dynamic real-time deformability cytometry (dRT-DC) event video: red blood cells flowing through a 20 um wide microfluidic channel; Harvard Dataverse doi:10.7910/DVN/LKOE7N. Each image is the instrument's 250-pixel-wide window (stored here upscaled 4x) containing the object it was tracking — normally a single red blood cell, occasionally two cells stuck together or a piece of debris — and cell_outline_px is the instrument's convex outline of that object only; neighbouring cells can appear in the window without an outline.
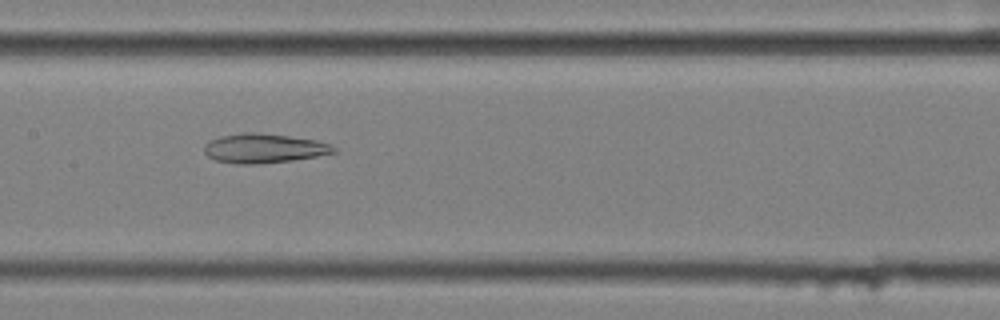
{"species": "common noctule bat (a hibernating species)", "species_latin": "Nyctalus noctula", "temperature_condition": "cold", "stored_images_in_passage": 58, "camera_frame_rate_fps": 3000, "um_per_image_px": 0.085, "animal": {"sex": "female", "body_mass_g": 25.1}, "frame": {"image": 1, "passage_image": 29, "time_ms": 9.333, "image_size_px": [1000, 320], "cell_outline_px": [[336, 152], [316, 156], [292, 160], [256, 164], [236, 164], [216, 160], [208, 156], [204, 152], [204, 144], [208, 140], [220, 136], [244, 132], [256, 132], [288, 136], [316, 140], [328, 144], [336, 148]], "centroid_in_image_um": [22.38, 12.6], "position_along_channel_um": 185.0, "area_um2": 22.08}}
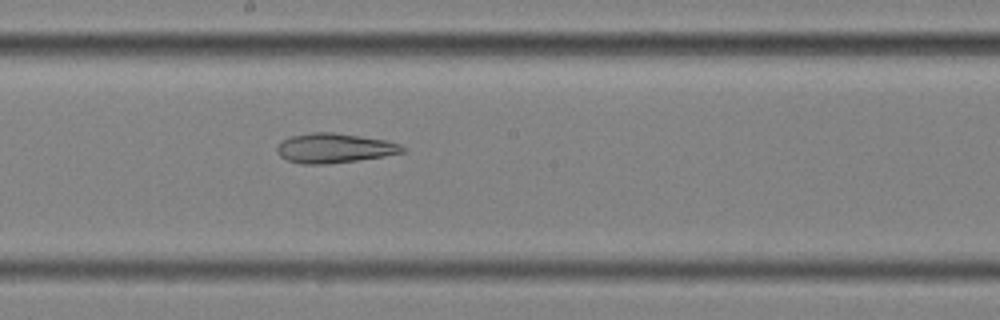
{"frame": {"image": 2, "passage_image": 32, "time_ms": 10.333, "image_size_px": [1000, 320], "cell_outline_px": [[408, 148], [404, 152], [384, 156], [328, 164], [300, 164], [288, 160], [280, 156], [276, 152], [276, 144], [280, 140], [288, 136], [312, 132], [332, 132], [388, 140], [400, 144]], "centroid_in_image_um": [28.38, 12.58], "position_along_channel_um": 219.8, "area_um2": 21.96}}
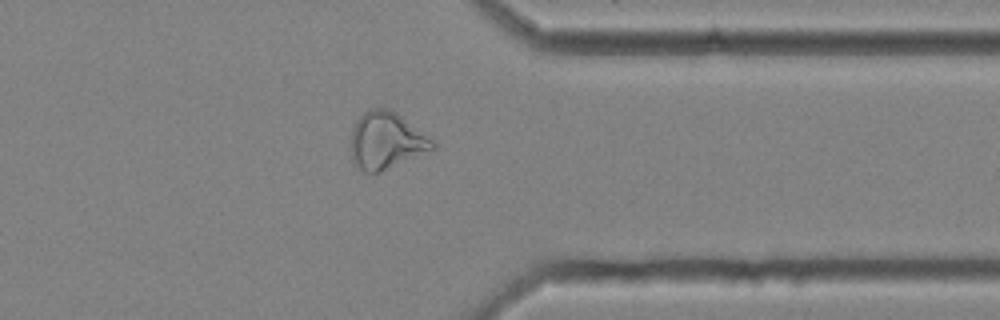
{"frame": {"image": 3, "passage_image": 46, "time_ms": 15.0, "image_size_px": [1000, 320], "cell_outline_px": [[436, 148], [380, 172], [364, 172], [352, 160], [352, 128], [356, 120], [368, 108], [388, 108], [396, 112], [436, 140]], "centroid_in_image_um": [32.87, 11.93], "position_along_channel_um": 378.5, "area_um2": 27.17}, "authors_computed_cell_mechanics": {"area_um2": 28.5243, "velocity_mm_per_s": 3.4977, "shape_relaxation_time_tau1_ms": null, "shape_relaxation_time_tau2_ms": 6.0422, "deformation_change_tau1": null, "deformation_change_tau2": 0.1685}}